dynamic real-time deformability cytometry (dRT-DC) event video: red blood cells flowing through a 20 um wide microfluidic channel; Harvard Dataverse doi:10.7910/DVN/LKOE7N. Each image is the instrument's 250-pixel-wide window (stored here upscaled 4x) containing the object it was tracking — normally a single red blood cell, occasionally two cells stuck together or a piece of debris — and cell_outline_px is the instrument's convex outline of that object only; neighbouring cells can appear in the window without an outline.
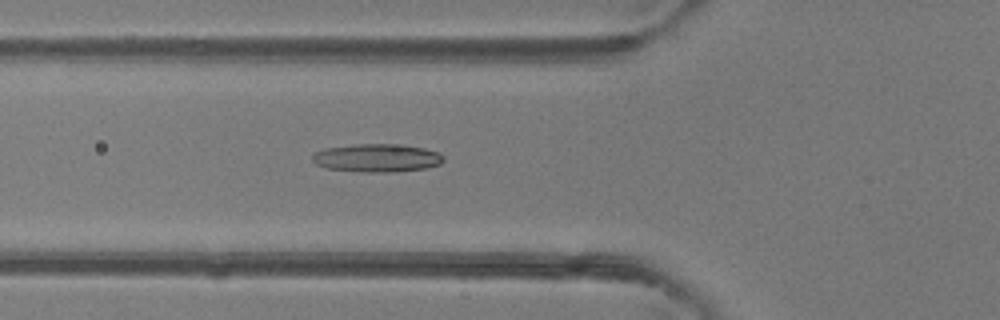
{"species": "common noctule bat (a hibernating species)", "species_latin": "Nyctalus noctula", "temperature_condition": "room temperature", "stored_images_in_passage": 46, "camera_frame_rate_fps": 3000, "um_per_image_px": 0.085, "animal": {"sex": "female"}, "frame": {"image": 1, "passage_image": 17, "time_ms": 5.333, "image_size_px": [1000, 320], "cell_outline_px": [[444, 160], [440, 164], [424, 168], [396, 172], [364, 172], [324, 168], [316, 164], [312, 160], [312, 156], [316, 152], [324, 148], [352, 144], [404, 144], [424, 148], [436, 152], [444, 156]], "centroid_in_image_um": [32.02, 13.42], "position_along_channel_um": 93.8, "area_um2": 21.68}}
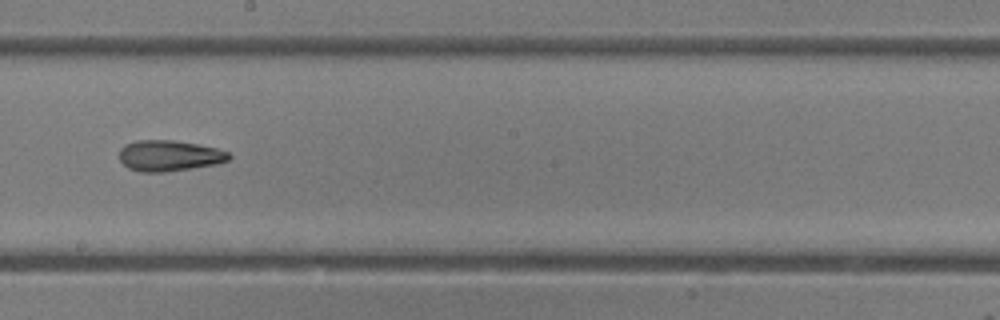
{"frame": {"image": 2, "passage_image": 27, "time_ms": 8.667, "image_size_px": [1000, 320], "cell_outline_px": [[232, 156], [228, 160], [216, 164], [164, 172], [140, 172], [128, 168], [120, 160], [120, 148], [124, 144], [136, 140], [172, 140], [196, 144], [216, 148], [228, 152]], "centroid_in_image_um": [14.36, 13.23], "position_along_channel_um": 233.8, "area_um2": 19.65}}
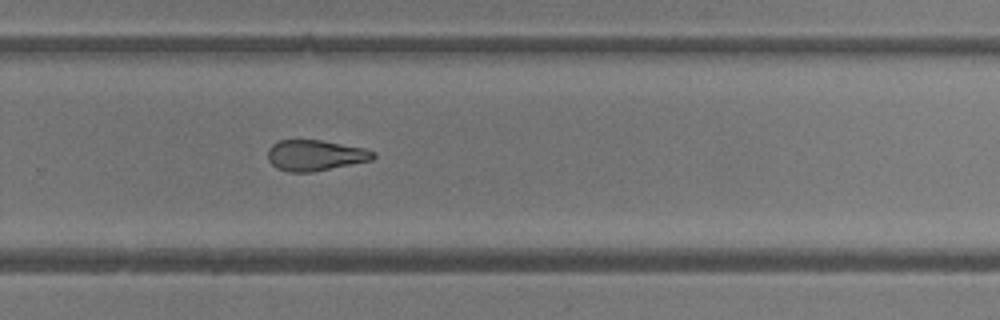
{"frame": {"image": 3, "passage_image": 32, "time_ms": 10.333, "image_size_px": [1000, 320], "cell_outline_px": [[376, 156], [372, 160], [312, 172], [288, 172], [276, 168], [268, 160], [268, 148], [272, 144], [280, 140], [320, 140], [364, 148], [376, 152]], "centroid_in_image_um": [26.78, 13.2], "position_along_channel_um": 303.0, "area_um2": 18.9}}